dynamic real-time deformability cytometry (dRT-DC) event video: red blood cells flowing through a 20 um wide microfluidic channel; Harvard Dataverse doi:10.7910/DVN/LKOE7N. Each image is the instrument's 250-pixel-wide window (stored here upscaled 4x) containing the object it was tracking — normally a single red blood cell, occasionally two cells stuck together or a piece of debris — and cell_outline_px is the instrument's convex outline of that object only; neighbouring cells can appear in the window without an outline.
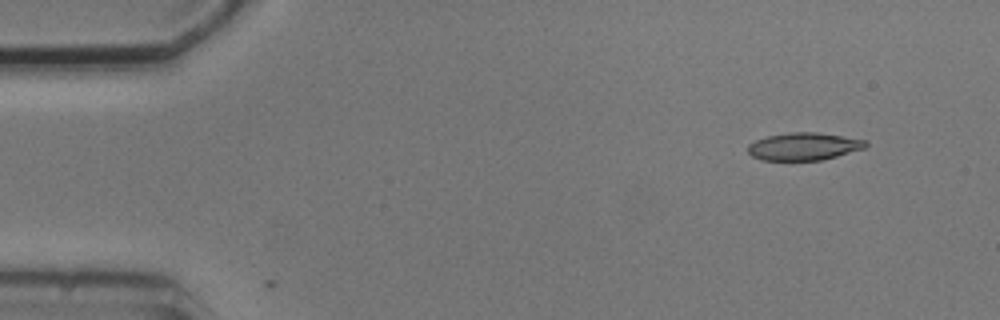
{"species": "common noctule bat (a hibernating species)", "species_latin": "Nyctalus noctula", "temperature_condition": "cold", "stored_images_in_passage": 4, "camera_frame_rate_fps": 3000, "um_per_image_px": 0.085, "animal": {"sex": "male", "body_mass_g": 20.5, "forearm_length_mm": 52.5}, "frame": {"image": 1, "passage_image": 2, "time_ms": 1.333, "image_size_px": [1000, 320], "cell_outline_px": [[868, 144], [864, 148], [836, 156], [820, 160], [760, 160], [752, 156], [748, 152], [748, 144], [756, 140], [768, 136], [788, 132], [816, 132], [868, 140]], "centroid_in_image_um": [68.31, 12.44], "position_along_channel_um": 16.7, "area_um2": 18.84}}